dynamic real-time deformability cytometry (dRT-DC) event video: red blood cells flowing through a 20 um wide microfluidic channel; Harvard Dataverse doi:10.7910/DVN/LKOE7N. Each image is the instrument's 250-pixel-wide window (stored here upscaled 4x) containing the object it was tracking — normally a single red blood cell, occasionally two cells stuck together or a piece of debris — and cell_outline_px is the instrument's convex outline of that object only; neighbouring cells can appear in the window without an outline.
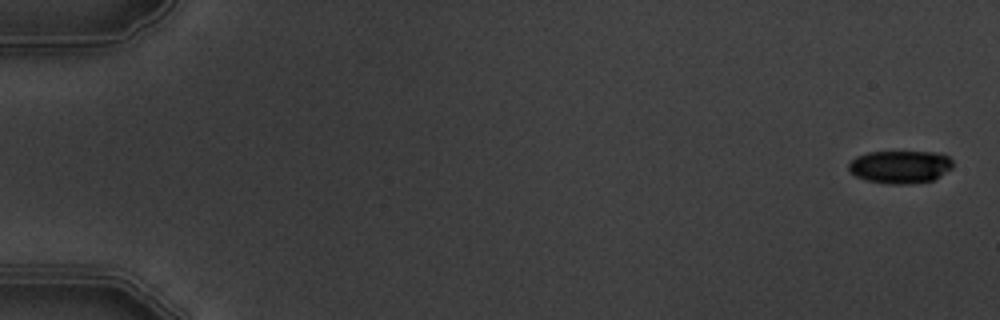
{"species": "common noctule bat (a hibernating species)", "species_latin": "Nyctalus noctula", "temperature_condition": "warm", "stored_images_in_passage": 6, "segment_of_instrument_passage": [1, 2], "camera_frame_rate_fps": 3000, "um_per_image_px": 0.085, "animal": {"sex": "male", "body_mass_g": 19.5, "forearm_length_mm": 54.6}, "frame": {"image": 1, "passage_image": 1, "time_ms": 0.0, "image_size_px": [1000, 320], "cell_outline_px": [[952, 168], [940, 176], [932, 180], [912, 184], [888, 184], [868, 180], [856, 176], [848, 168], [848, 164], [856, 156], [868, 152], [936, 152], [948, 156], [952, 160]], "centroid_in_image_um": [76.52, 14.18], "position_along_channel_um": 8.5, "area_um2": 19.88}}